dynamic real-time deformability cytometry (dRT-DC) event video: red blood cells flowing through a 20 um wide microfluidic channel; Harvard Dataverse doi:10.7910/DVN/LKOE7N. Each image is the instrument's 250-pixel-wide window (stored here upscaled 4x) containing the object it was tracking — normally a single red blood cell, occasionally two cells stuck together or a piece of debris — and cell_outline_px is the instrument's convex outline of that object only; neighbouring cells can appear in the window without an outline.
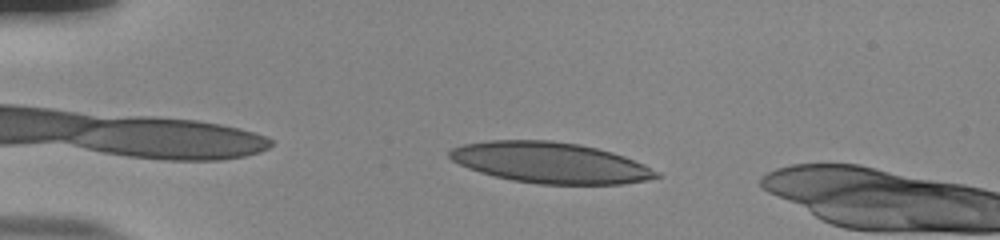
{"species": "human", "species_latin": "Homo sapiens", "temperature_condition": "room temperature", "stored_images_in_passage": 9, "camera_frame_rate_fps": 3000, "um_per_image_px": 0.085, "donor": {"sex": "male"}, "frame": {"image": 1, "passage_image": 4, "time_ms": 1.0, "image_size_px": [1000, 240], "cell_outline_px": [[660, 176], [648, 180], [620, 184], [540, 184], [512, 180], [480, 172], [468, 168], [452, 160], [448, 156], [448, 152], [452, 148], [464, 144], [488, 140], [552, 140], [580, 144], [612, 152], [624, 156], [644, 164], [660, 172]], "centroid_in_image_um": [46.78, 13.82], "position_along_channel_um": 38.2, "area_um2": 49.19}}